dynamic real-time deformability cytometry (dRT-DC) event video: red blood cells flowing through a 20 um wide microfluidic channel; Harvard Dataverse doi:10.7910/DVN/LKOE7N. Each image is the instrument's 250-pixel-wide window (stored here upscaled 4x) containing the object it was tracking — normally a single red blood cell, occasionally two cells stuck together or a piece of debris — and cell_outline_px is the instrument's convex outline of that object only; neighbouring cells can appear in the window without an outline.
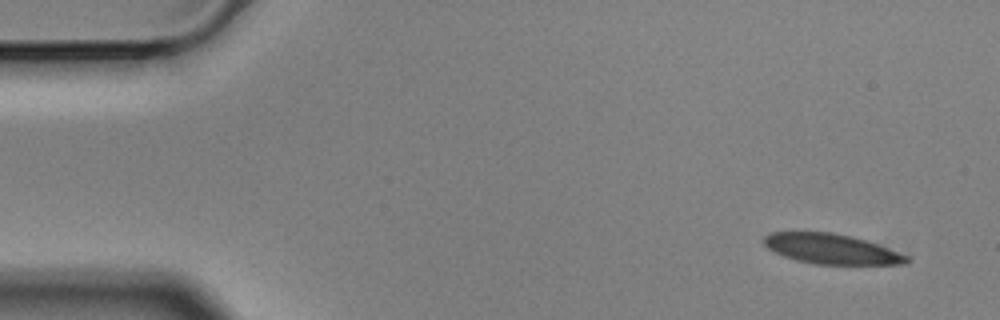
{"species": "Egyptian fruit bat (a non-hibernating species)", "species_latin": "Rousettus aegyptiacus", "temperature_condition": "cold", "stored_images_in_passage": 7, "camera_frame_rate_fps": 3000, "um_per_image_px": 0.085, "animal": {"sex": "male"}, "frame": {"image": 1, "passage_image": 1, "time_ms": 0.0, "image_size_px": [1000, 320], "cell_outline_px": [[908, 260], [904, 264], [816, 264], [796, 260], [784, 256], [768, 248], [764, 244], [764, 236], [768, 232], [832, 232], [852, 236], [888, 248], [908, 256]], "centroid_in_image_um": [70.62, 21.15], "position_along_channel_um": 14.4, "area_um2": 24.68}}
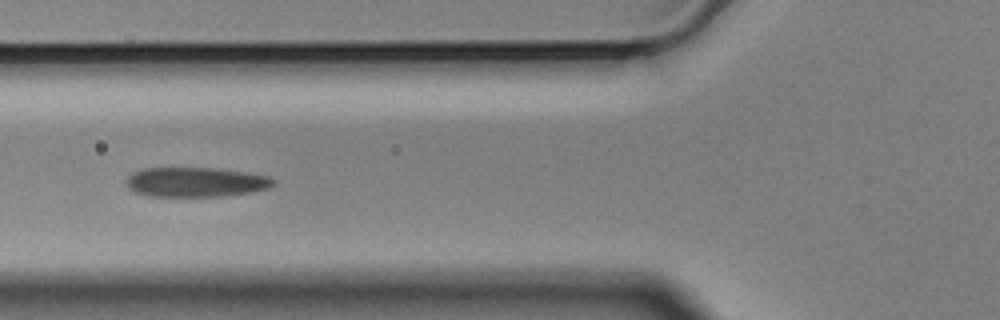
{"frame": {"image": 2, "passage_image": 6, "time_ms": 1.667, "image_size_px": [1000, 320], "cell_outline_px": [[276, 184], [268, 188], [252, 192], [224, 196], [148, 196], [136, 192], [128, 188], [128, 176], [132, 172], [140, 168], [220, 168], [268, 176], [276, 180]], "centroid_in_image_um": [16.66, 15.47], "position_along_channel_um": 109.1, "area_um2": 25.49}}
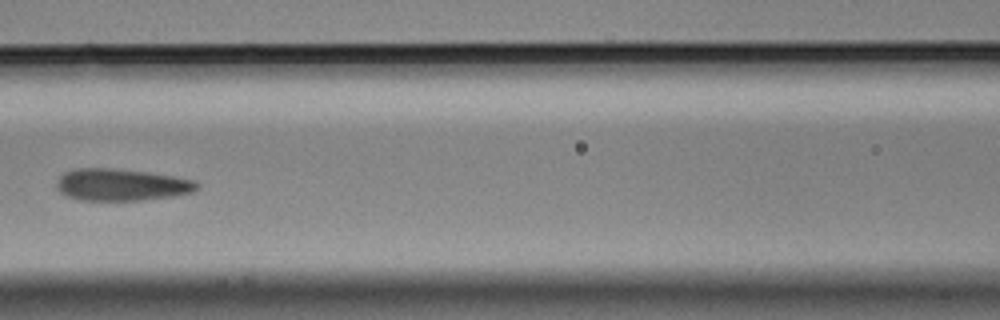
{"frame": {"image": 3, "passage_image": 7, "time_ms": 2.0, "image_size_px": [1000, 320], "cell_outline_px": [[200, 188], [192, 192], [172, 196], [140, 200], [76, 200], [64, 196], [56, 188], [56, 180], [64, 172], [76, 168], [112, 168], [144, 172], [172, 176], [196, 180], [200, 184]], "centroid_in_image_um": [10.28, 15.71], "position_along_channel_um": 156.3, "area_um2": 26.3}}